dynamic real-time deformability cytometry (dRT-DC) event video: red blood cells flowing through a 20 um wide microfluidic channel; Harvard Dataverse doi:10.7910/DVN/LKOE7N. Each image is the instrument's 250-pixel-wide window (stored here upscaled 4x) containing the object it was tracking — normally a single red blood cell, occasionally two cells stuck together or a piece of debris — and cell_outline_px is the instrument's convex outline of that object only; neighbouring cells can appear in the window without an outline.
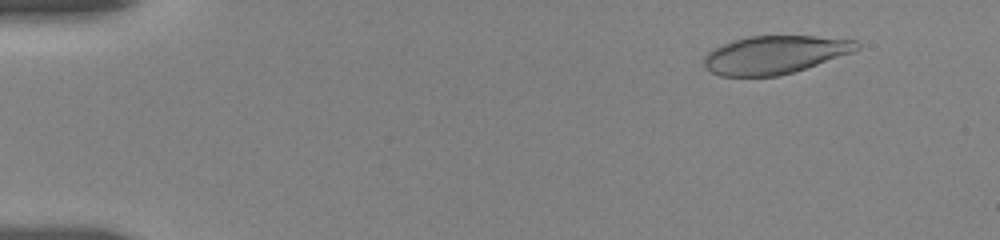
{"species": "human", "species_latin": "Homo sapiens", "temperature_condition": "room temperature", "stored_images_in_passage": 82, "camera_frame_rate_fps": 3000, "um_per_image_px": 0.085, "donor": {"sex": "female"}, "frame": {"image": 1, "passage_image": 9, "time_ms": 1.667, "image_size_px": [1000, 240], "cell_outline_px": [[860, 48], [852, 52], [780, 76], [720, 76], [704, 68], [704, 56], [708, 52], [724, 44], [748, 36], [812, 36], [856, 40], [860, 44]], "centroid_in_image_um": [65.84, 4.65], "position_along_channel_um": 19.2, "area_um2": 33.47}}
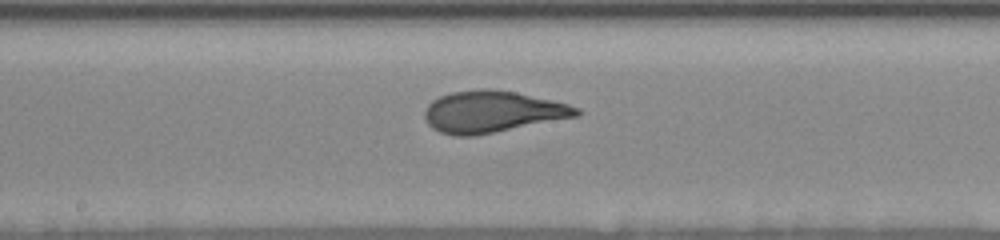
{"frame": {"image": 2, "passage_image": 53, "time_ms": 9.667, "image_size_px": [1000, 240], "cell_outline_px": [[580, 116], [476, 136], [452, 136], [440, 132], [432, 128], [424, 120], [424, 112], [428, 104], [432, 100], [440, 96], [452, 92], [480, 88], [492, 88], [516, 92], [552, 100], [568, 104], [580, 108]], "centroid_in_image_um": [41.84, 9.5], "position_along_channel_um": 206.4, "area_um2": 37.28}}
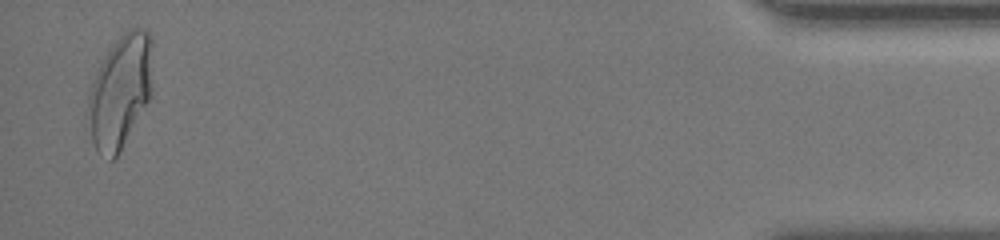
{"frame": {"image": 3, "passage_image": 81, "time_ms": 17.667, "image_size_px": [1000, 240], "cell_outline_px": [[152, 92], [148, 100], [120, 152], [112, 160], [96, 148], [92, 140], [88, 104], [88, 92], [96, 72], [108, 48], [128, 28], [144, 28], [152, 36]], "centroid_in_image_um": [10.25, 7.68], "position_along_channel_um": 425.0, "area_um2": 42.25}, "authors_computed_cell_mechanics": {"area_um2": 35.8649, "velocity_mm_per_s": 3.6688, "shape_relaxation_time_tau1_ms": 4.6543, "shape_relaxation_time_tau2_ms": 0.7982, "deformation_change_tau1": 0.184, "deformation_change_tau2": 0.0725}}